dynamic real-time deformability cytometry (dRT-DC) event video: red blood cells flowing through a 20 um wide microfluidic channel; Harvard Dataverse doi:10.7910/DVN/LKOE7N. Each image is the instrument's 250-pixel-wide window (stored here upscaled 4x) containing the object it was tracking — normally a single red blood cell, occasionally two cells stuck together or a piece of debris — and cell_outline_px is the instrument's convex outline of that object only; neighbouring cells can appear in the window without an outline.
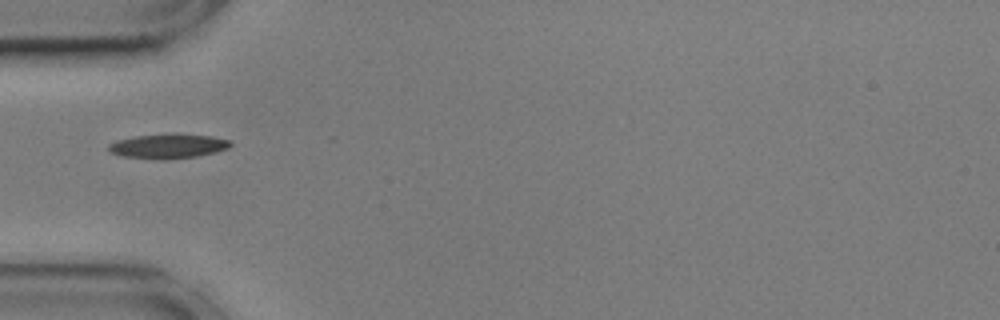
{"species": "common noctule bat (a hibernating species)", "species_latin": "Nyctalus noctula", "temperature_condition": "cold", "stored_images_in_passage": 39, "camera_frame_rate_fps": 3000, "um_per_image_px": 0.085, "animal": {"sex": "male", "body_mass_g": 17.9, "forearm_length_mm": 54.2}, "frame": {"image": 1, "passage_image": 1, "time_ms": 0.0, "image_size_px": [1000, 320], "cell_outline_px": [[232, 144], [228, 148], [216, 152], [196, 156], [124, 156], [112, 152], [108, 148], [108, 144], [116, 140], [136, 136], [168, 132], [176, 132], [212, 136], [232, 140]], "centroid_in_image_um": [14.38, 12.33], "position_along_channel_um": 70.6, "area_um2": 16.76}}
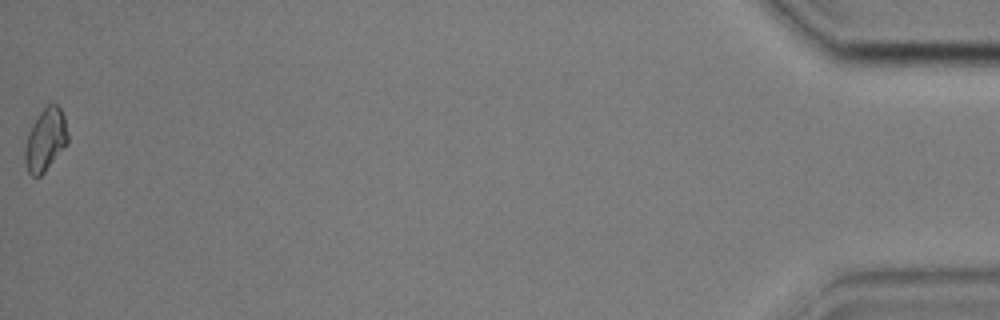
{"frame": {"image": 2, "passage_image": 39, "time_ms": 12.667, "image_size_px": [1000, 320], "cell_outline_px": [[68, 140], [44, 172], [40, 176], [32, 176], [28, 172], [24, 160], [24, 148], [28, 132], [40, 112], [48, 104], [56, 104], [60, 108], [64, 116], [68, 132]], "centroid_in_image_um": [3.84, 11.87], "position_along_channel_um": 431.4, "area_um2": 15.32}, "authors_computed_cell_mechanics": {"area_um2": 15.4904, "velocity_mm_per_s": 3.5985, "shape_relaxation_time_tau1_ms": 4.3378, "shape_relaxation_time_tau2_ms": 9.1191, "deformation_change_tau1": 0.0943, "deformation_change_tau2": 0.1503}}